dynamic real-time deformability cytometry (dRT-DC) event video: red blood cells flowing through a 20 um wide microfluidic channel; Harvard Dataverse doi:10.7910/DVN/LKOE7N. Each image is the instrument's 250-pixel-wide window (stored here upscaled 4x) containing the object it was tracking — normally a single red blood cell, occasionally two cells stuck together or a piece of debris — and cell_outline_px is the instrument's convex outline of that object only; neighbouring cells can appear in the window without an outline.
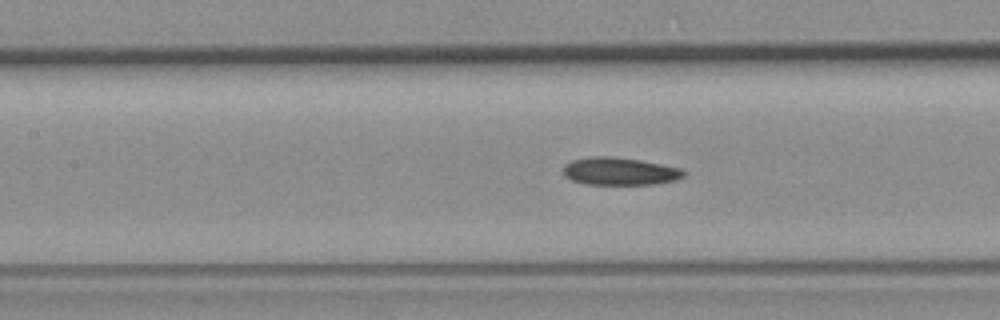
{"species": "common noctule bat (a hibernating species)", "species_latin": "Nyctalus noctula", "temperature_condition": "room temperature", "stored_images_in_passage": 13, "camera_frame_rate_fps": 3000, "um_per_image_px": 0.085, "animal": {"sex": "female", "body_mass_g": 19.3, "forearm_length_mm": 54.1}, "frame": {"image": 1, "passage_image": 10, "time_ms": 3.0, "image_size_px": [1000, 320], "cell_outline_px": [[688, 172], [684, 176], [676, 180], [652, 184], [584, 184], [572, 180], [564, 176], [564, 164], [572, 160], [588, 156], [612, 156], [640, 160], [680, 168]], "centroid_in_image_um": [52.66, 14.55], "position_along_channel_um": 154.7, "area_um2": 19.48}}